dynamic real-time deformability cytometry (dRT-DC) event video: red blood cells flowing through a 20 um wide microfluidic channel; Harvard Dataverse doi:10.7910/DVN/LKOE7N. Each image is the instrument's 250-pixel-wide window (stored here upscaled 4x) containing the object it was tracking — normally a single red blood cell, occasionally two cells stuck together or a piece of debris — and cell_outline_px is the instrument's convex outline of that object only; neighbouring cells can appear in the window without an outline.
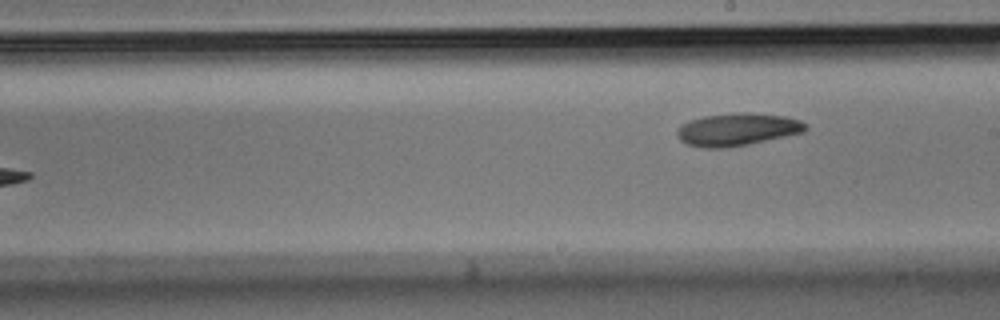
{"species": "Egyptian fruit bat (a non-hibernating species)", "species_latin": "Rousettus aegyptiacus", "temperature_condition": "room temperature", "stored_images_in_passage": 9, "camera_frame_rate_fps": 3000, "um_per_image_px": 0.085, "animal": {"sex": "male"}, "frame": {"image": 1, "passage_image": 9, "time_ms": 2.667, "image_size_px": [1000, 320], "cell_outline_px": [[808, 128], [804, 132], [748, 144], [724, 148], [704, 148], [688, 144], [680, 140], [676, 132], [680, 124], [704, 116], [740, 112], [752, 112], [784, 116], [800, 120], [808, 124]], "centroid_in_image_um": [62.69, 10.99], "position_along_channel_um": 226.3, "area_um2": 24.39}}